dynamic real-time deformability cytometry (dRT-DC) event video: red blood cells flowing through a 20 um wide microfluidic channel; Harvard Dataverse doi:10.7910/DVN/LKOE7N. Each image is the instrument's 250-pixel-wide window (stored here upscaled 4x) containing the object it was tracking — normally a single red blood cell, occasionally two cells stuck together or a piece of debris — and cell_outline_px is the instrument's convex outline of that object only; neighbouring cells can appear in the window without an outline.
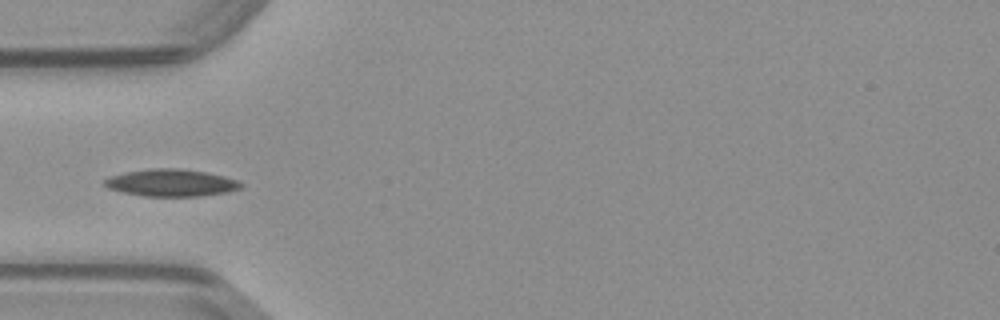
{"species": "common noctule bat (a hibernating species)", "species_latin": "Nyctalus noctula", "temperature_condition": "warm", "stored_images_in_passage": 17, "camera_frame_rate_fps": 3000, "um_per_image_px": 0.085, "animal": {"sex": "male", "body_mass_g": 23.1, "forearm_length_mm": 52.7}, "frame": {"image": 1, "passage_image": 14, "time_ms": 4.333, "image_size_px": [1000, 320], "cell_outline_px": [[244, 184], [240, 188], [228, 192], [200, 196], [144, 196], [124, 192], [108, 188], [100, 184], [108, 176], [124, 172], [148, 168], [180, 168], [208, 172], [240, 180]], "centroid_in_image_um": [14.54, 15.52], "position_along_channel_um": 70.5, "area_um2": 21.96}}